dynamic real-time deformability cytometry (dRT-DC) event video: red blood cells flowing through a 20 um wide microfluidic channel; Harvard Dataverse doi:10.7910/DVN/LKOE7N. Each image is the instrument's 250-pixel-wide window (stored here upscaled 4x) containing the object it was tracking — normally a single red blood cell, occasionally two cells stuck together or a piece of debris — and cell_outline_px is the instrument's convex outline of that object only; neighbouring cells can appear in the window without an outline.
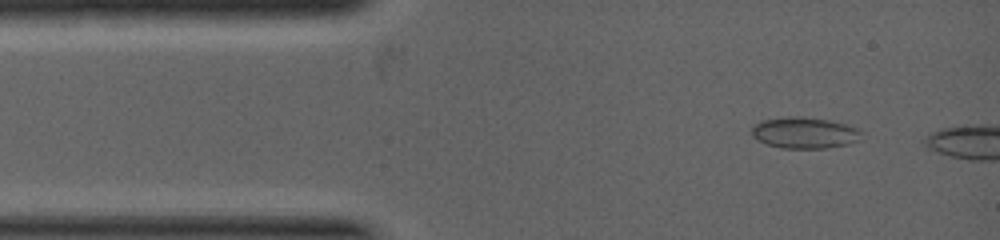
{"species": "common noctule bat (a hibernating species)", "species_latin": "Nyctalus noctula", "temperature_condition": "warm", "stored_images_in_passage": 4, "camera_frame_rate_fps": 5000, "um_per_image_px": 0.085, "animal": {"sex": "female", "body_mass_g": 19.0, "forearm_length_mm": 53.3}, "frame": {"image": 1, "passage_image": 1, "time_ms": 0.0, "image_size_px": [1000, 240], "cell_outline_px": [[860, 132], [856, 140], [848, 144], [824, 148], [780, 148], [756, 140], [752, 136], [752, 128], [756, 124], [764, 120], [788, 116], [796, 116], [828, 120], [844, 124], [856, 128]], "centroid_in_image_um": [68.31, 11.29], "position_along_channel_um": 16.7, "area_um2": 19.54}}